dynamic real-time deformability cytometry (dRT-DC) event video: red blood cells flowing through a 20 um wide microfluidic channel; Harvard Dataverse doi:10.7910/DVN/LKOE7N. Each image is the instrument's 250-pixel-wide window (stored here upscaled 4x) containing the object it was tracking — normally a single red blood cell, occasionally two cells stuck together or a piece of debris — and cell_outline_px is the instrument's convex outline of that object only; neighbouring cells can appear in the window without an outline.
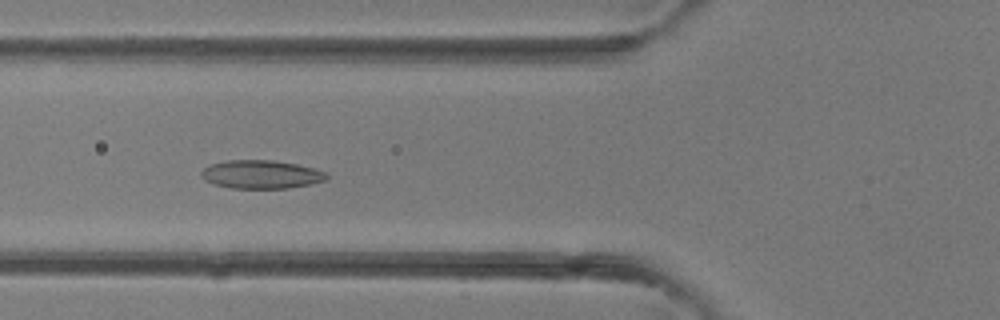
{"species": "common noctule bat (a hibernating species)", "species_latin": "Nyctalus noctula", "temperature_condition": "room temperature", "stored_images_in_passage": 35, "camera_frame_rate_fps": 3000, "um_per_image_px": 0.085, "animal": {"sex": "female"}, "frame": {"image": 1, "passage_image": 9, "time_ms": 2.667, "image_size_px": [1000, 320], "cell_outline_px": [[328, 176], [324, 180], [312, 184], [288, 188], [232, 188], [212, 184], [204, 180], [200, 176], [200, 172], [204, 168], [212, 164], [228, 160], [272, 160], [296, 164], [328, 172]], "centroid_in_image_um": [22.18, 14.83], "position_along_channel_um": 103.6, "area_um2": 20.75}}
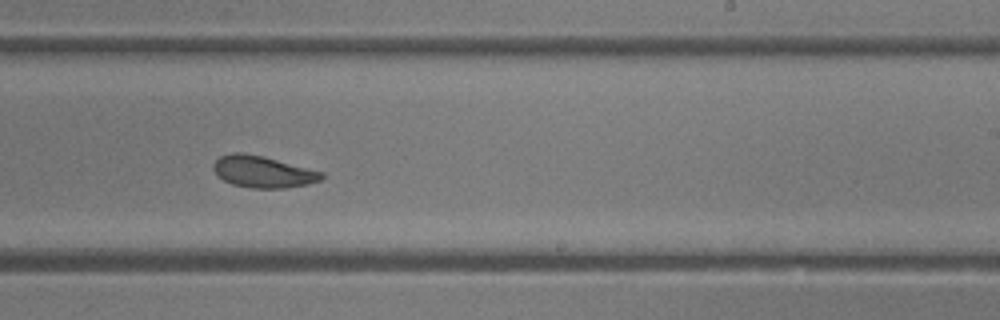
{"frame": {"image": 2, "passage_image": 19, "time_ms": 6.0, "image_size_px": [1000, 320], "cell_outline_px": [[324, 176], [320, 180], [308, 184], [284, 188], [252, 188], [232, 184], [224, 180], [212, 168], [212, 164], [220, 156], [232, 152], [240, 152], [264, 156], [324, 172]], "centroid_in_image_um": [22.35, 14.59], "position_along_channel_um": 266.6, "area_um2": 19.94}}
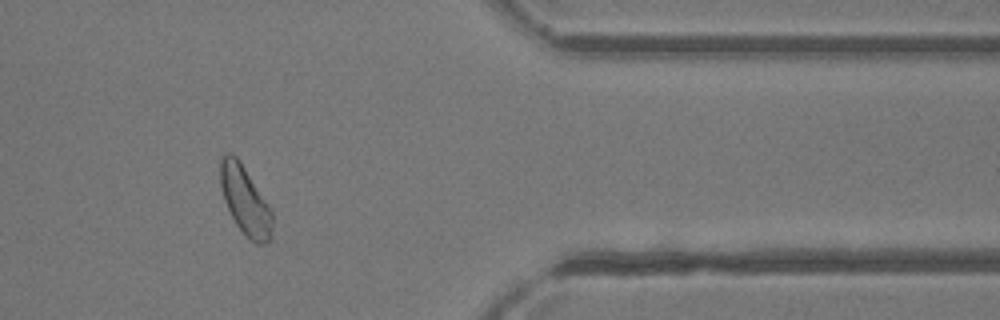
{"frame": {"image": 3, "passage_image": 28, "time_ms": 9.0, "image_size_px": [1000, 320], "cell_outline_px": [[272, 240], [268, 244], [256, 244], [248, 240], [236, 224], [224, 200], [220, 184], [220, 156], [224, 152], [232, 152], [240, 160], [272, 208]], "centroid_in_image_um": [20.85, 17.04], "position_along_channel_um": 390.5, "area_um2": 21.39}}